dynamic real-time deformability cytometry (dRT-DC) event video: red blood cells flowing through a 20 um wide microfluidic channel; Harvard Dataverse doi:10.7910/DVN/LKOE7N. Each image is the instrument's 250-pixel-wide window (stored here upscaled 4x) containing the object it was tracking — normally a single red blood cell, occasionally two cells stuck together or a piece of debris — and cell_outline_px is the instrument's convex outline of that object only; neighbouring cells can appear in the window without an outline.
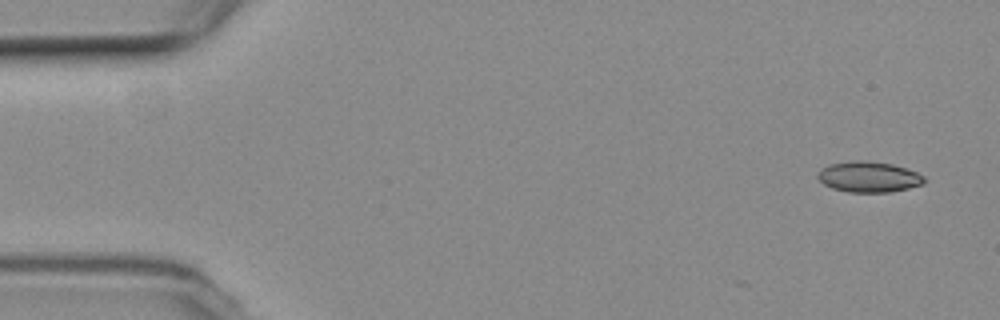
{"species": "common noctule bat (a hibernating species)", "species_latin": "Nyctalus noctula", "temperature_condition": "room temperature", "stored_images_in_passage": 14, "camera_frame_rate_fps": 3000, "um_per_image_px": 0.085, "animal": {"sex": "female", "body_mass_g": 19.3, "forearm_length_mm": 54.1}, "frame": {"image": 1, "passage_image": 1, "time_ms": 0.0, "image_size_px": [1000, 320], "cell_outline_px": [[928, 180], [924, 184], [892, 192], [848, 192], [832, 188], [824, 184], [816, 176], [828, 164], [852, 160], [868, 160], [892, 164], [916, 172], [924, 176]], "centroid_in_image_um": [73.87, 15.03], "position_along_channel_um": 11.1, "area_um2": 19.13}}
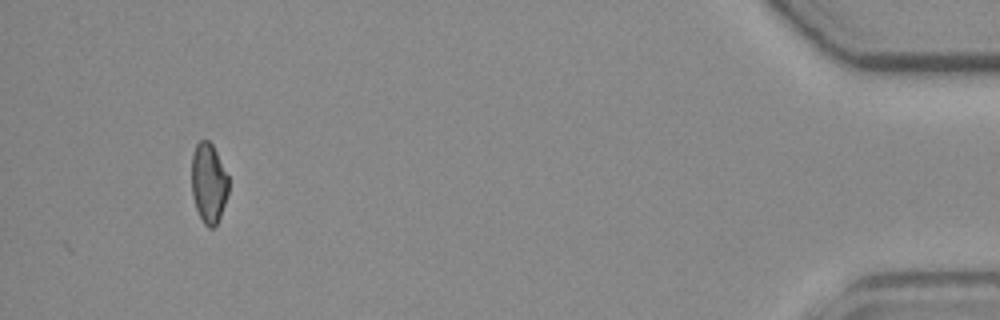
{"frame": {"image": 2, "passage_image": 13, "time_ms": 16.667, "image_size_px": [1000, 320], "cell_outline_px": [[228, 192], [220, 216], [216, 224], [212, 228], [208, 228], [204, 224], [196, 208], [192, 196], [192, 152], [196, 144], [200, 140], [208, 140], [212, 144], [228, 176]], "centroid_in_image_um": [17.72, 15.55], "position_along_channel_um": 417.5, "area_um2": 17.05}}